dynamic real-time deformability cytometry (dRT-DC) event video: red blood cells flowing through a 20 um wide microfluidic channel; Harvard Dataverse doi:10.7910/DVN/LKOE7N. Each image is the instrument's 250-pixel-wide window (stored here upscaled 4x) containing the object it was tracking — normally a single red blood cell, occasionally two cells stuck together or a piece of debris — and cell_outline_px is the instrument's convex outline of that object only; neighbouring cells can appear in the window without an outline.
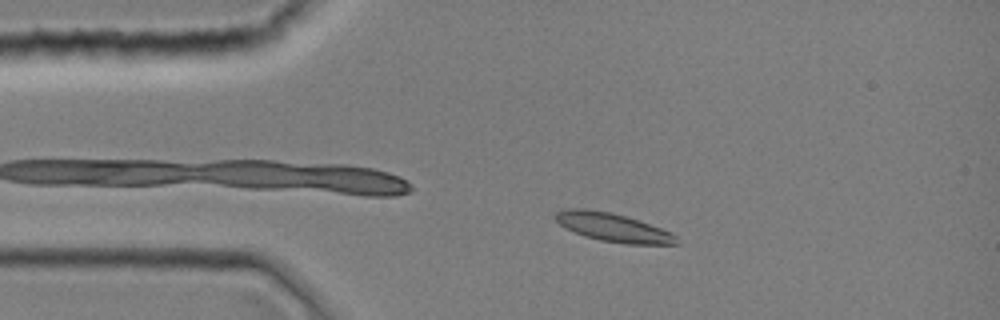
{"species": "common noctule bat (a hibernating species)", "species_latin": "Nyctalus noctula", "temperature_condition": "room temperature", "stored_images_in_passage": 8, "camera_frame_rate_fps": 3000, "um_per_image_px": 0.085, "animal": {"sex": "female", "body_mass_g": 19.0, "forearm_length_mm": 51.5}, "frame": {"image": 1, "passage_image": 5, "time_ms": 1.333, "image_size_px": [1000, 320], "cell_outline_px": [[680, 244], [624, 244], [600, 240], [584, 236], [560, 224], [552, 216], [560, 208], [588, 208], [612, 212], [672, 232], [680, 240]], "centroid_in_image_um": [52.08, 19.32], "position_along_channel_um": 32.9, "area_um2": 20.17}}